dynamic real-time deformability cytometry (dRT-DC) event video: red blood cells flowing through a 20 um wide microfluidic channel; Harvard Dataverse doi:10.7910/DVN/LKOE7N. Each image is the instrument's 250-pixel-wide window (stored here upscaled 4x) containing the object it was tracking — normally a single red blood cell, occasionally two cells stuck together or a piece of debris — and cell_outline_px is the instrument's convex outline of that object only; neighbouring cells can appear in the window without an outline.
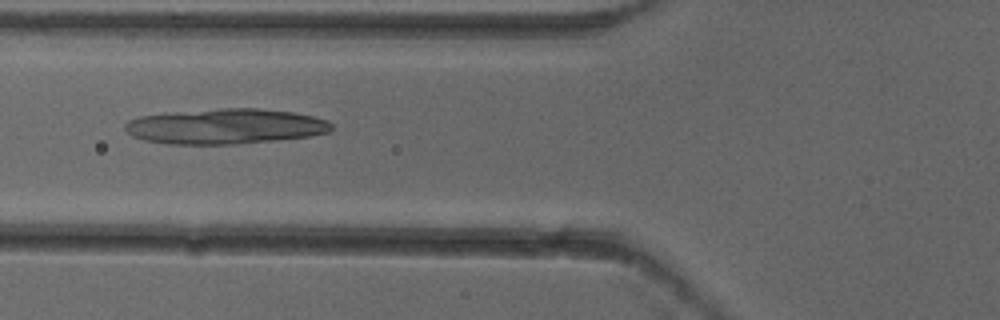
{"species": "common noctule bat (a hibernating species)", "species_latin": "Nyctalus noctula", "temperature_condition": "cold", "stored_images_in_passage": 5, "camera_frame_rate_fps": 3000, "um_per_image_px": 0.085, "animal": {"sex": "female"}, "frame": {"image": 1, "passage_image": 5, "time_ms": 1.333, "image_size_px": [1000, 320], "cell_outline_px": [[332, 128], [328, 132], [308, 136], [272, 140], [232, 144], [168, 144], [144, 140], [132, 136], [124, 128], [124, 124], [128, 120], [140, 116], [172, 112], [220, 108], [260, 108], [292, 112], [312, 116], [328, 120], [332, 124]], "centroid_in_image_um": [19.12, 10.73], "position_along_channel_um": 106.7, "area_um2": 42.31}}